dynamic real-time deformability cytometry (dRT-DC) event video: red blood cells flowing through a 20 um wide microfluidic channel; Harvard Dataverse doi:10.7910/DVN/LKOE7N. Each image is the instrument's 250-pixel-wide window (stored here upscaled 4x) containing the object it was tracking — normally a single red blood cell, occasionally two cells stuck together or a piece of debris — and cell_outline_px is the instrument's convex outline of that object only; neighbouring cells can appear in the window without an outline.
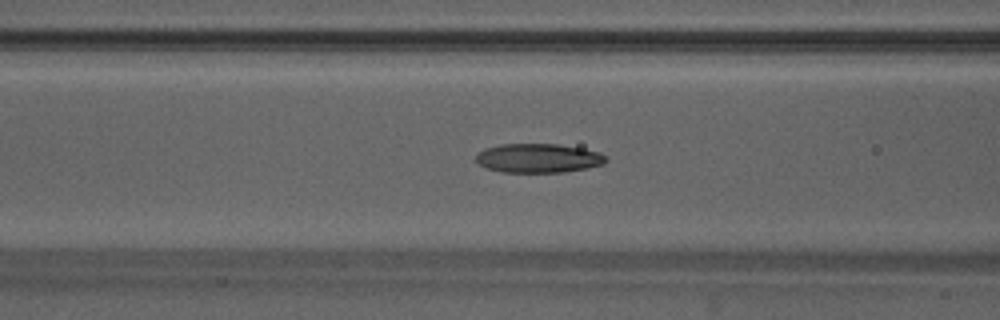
{"species": "Egyptian fruit bat (a non-hibernating species)", "species_latin": "Rousettus aegyptiacus", "temperature_condition": "warm", "stored_images_in_passage": 39, "camera_frame_rate_fps": 3000, "um_per_image_px": 0.085, "animal": {"sex": "male"}, "frame": {"image": 1, "passage_image": 9, "time_ms": 2.667, "image_size_px": [1000, 320], "cell_outline_px": [[608, 160], [604, 164], [588, 168], [564, 172], [504, 172], [488, 168], [480, 164], [476, 160], [476, 156], [484, 148], [500, 144], [556, 144], [580, 148], [600, 152]], "centroid_in_image_um": [45.78, 13.44], "position_along_channel_um": 120.8, "area_um2": 21.91}}
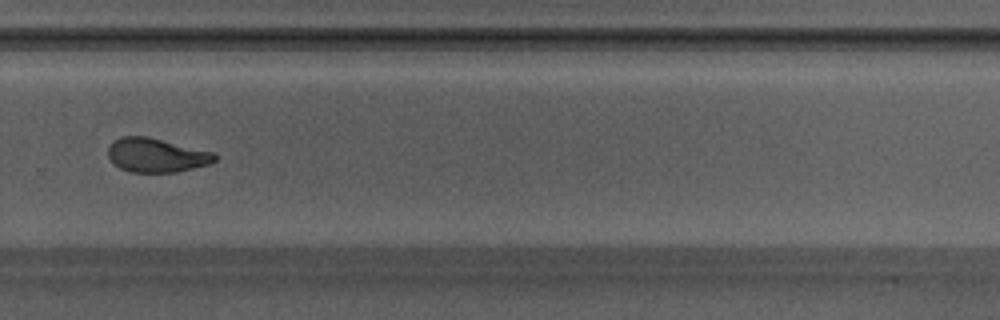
{"frame": {"image": 2, "passage_image": 23, "time_ms": 7.333, "image_size_px": [1000, 320], "cell_outline_px": [[216, 160], [208, 164], [176, 172], [132, 172], [120, 168], [108, 156], [108, 148], [120, 136], [148, 136], [212, 152], [216, 156]], "centroid_in_image_um": [13.28, 13.19], "position_along_channel_um": 316.5, "area_um2": 20.81}}
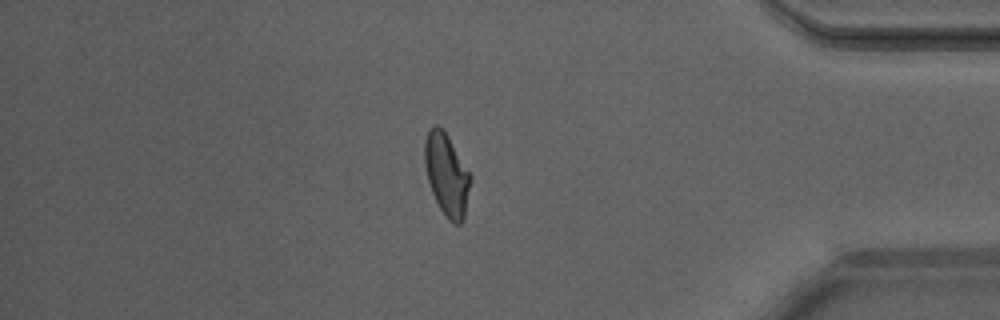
{"frame": {"image": 3, "passage_image": 31, "time_ms": 10.0, "image_size_px": [1000, 320], "cell_outline_px": [[472, 180], [464, 220], [460, 224], [456, 224], [448, 220], [440, 208], [432, 192], [428, 180], [424, 164], [424, 140], [432, 124], [436, 124], [444, 128], [472, 176]], "centroid_in_image_um": [37.98, 14.81], "position_along_channel_um": 397.2, "area_um2": 22.31}, "authors_computed_cell_mechanics": {"area_um2": 21.675, "velocity_mm_per_s": 4.1995, "shape_relaxation_time_tau1_ms": 6.0328, "shape_relaxation_time_tau2_ms": 2.1592, "deformation_change_tau1": 0.2016, "deformation_change_tau2": 0.083}}